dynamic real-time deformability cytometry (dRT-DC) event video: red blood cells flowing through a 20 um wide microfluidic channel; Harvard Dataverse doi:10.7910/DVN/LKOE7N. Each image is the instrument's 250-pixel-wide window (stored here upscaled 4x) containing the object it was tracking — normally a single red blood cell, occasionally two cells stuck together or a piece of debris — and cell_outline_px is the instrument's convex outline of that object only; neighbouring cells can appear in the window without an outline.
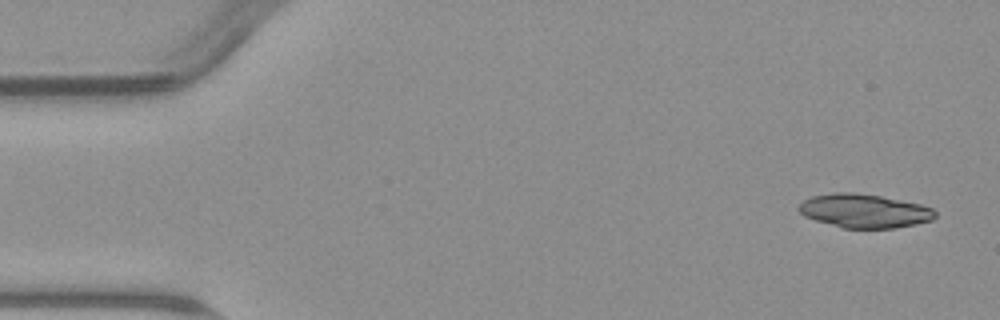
{"species": "common noctule bat (a hibernating species)", "species_latin": "Nyctalus noctula", "temperature_condition": "warm", "stored_images_in_passage": 5, "camera_frame_rate_fps": 3000, "um_per_image_px": 0.085, "animal": {"sex": "male", "body_mass_g": 23.1, "forearm_length_mm": 52.7}, "frame": {"image": 1, "passage_image": 1, "time_ms": 0.0, "image_size_px": [1000, 320], "cell_outline_px": [[936, 216], [932, 220], [916, 224], [896, 228], [844, 228], [816, 220], [804, 216], [796, 208], [804, 200], [812, 196], [832, 192], [852, 192], [880, 196], [920, 204], [932, 208], [936, 212]], "centroid_in_image_um": [73.46, 17.92], "position_along_channel_um": 11.5, "area_um2": 26.76}}
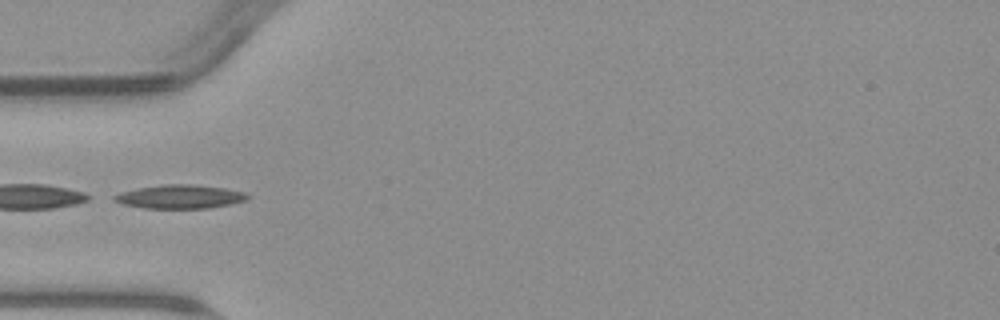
{"frame": {"image": 2, "passage_image": 5, "time_ms": 5.0, "image_size_px": [1000, 320], "cell_outline_px": [[252, 196], [248, 200], [232, 204], [208, 208], [144, 208], [120, 204], [112, 200], [112, 196], [120, 192], [136, 188], [164, 184], [192, 184], [224, 188], [248, 192]], "centroid_in_image_um": [15.32, 16.71], "position_along_channel_um": 69.7, "area_um2": 18.79}}